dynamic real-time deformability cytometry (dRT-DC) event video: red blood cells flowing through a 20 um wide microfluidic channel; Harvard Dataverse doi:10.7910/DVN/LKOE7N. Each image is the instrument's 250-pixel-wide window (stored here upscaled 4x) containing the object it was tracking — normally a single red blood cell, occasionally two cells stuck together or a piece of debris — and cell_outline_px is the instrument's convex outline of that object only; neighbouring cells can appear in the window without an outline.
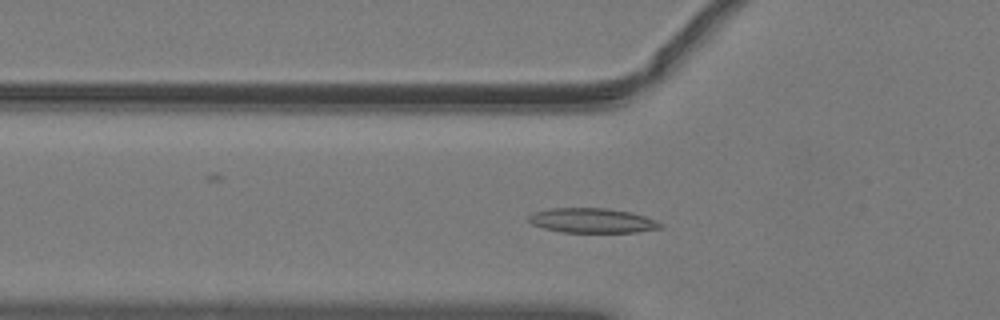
{"species": "common noctule bat (a hibernating species)", "species_latin": "Nyctalus noctula", "temperature_condition": "warm", "stored_images_in_passage": 38, "camera_frame_rate_fps": 3000, "um_per_image_px": 0.085, "animal": {"sex": "male", "body_mass_g": 19.2, "forearm_length_mm": 51.8}, "frame": {"image": 1, "passage_image": 4, "time_ms": 1.0, "image_size_px": [1000, 320], "cell_outline_px": [[664, 228], [636, 232], [560, 232], [544, 228], [532, 224], [528, 220], [528, 216], [532, 212], [552, 208], [604, 208], [632, 212], [656, 220], [664, 224]], "centroid_in_image_um": [50.36, 18.75], "position_along_channel_um": 75.4, "area_um2": 19.07}}
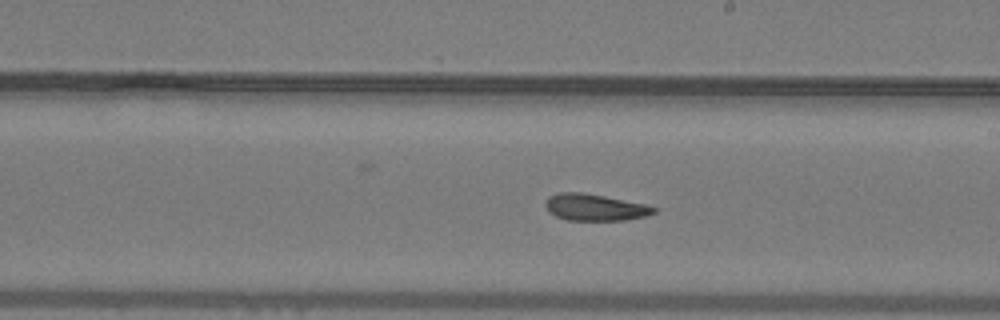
{"frame": {"image": 2, "passage_image": 16, "time_ms": 5.0, "image_size_px": [1000, 320], "cell_outline_px": [[656, 212], [644, 216], [624, 220], [568, 220], [556, 216], [548, 212], [544, 204], [544, 200], [548, 196], [560, 192], [584, 192], [644, 204], [656, 208]], "centroid_in_image_um": [50.49, 17.61], "position_along_channel_um": 238.5, "area_um2": 16.82}}
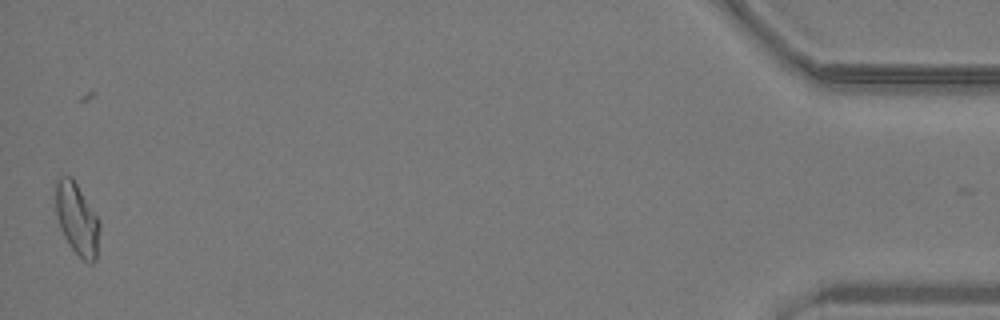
{"frame": {"image": 3, "passage_image": 37, "time_ms": 12.0, "image_size_px": [1000, 320], "cell_outline_px": [[100, 228], [96, 260], [92, 264], [88, 264], [72, 248], [64, 236], [60, 228], [56, 212], [56, 180], [60, 176], [72, 176], [100, 220]], "centroid_in_image_um": [6.57, 18.61], "position_along_channel_um": 428.6, "area_um2": 18.44}, "authors_computed_cell_mechanics": {"area_um2": 17.3978, "velocity_mm_per_s": 4.0559, "shape_relaxation_time_tau1_ms": null, "shape_relaxation_time_tau2_ms": 6.0559, "deformation_change_tau1": null, "deformation_change_tau2": 0.1329}}